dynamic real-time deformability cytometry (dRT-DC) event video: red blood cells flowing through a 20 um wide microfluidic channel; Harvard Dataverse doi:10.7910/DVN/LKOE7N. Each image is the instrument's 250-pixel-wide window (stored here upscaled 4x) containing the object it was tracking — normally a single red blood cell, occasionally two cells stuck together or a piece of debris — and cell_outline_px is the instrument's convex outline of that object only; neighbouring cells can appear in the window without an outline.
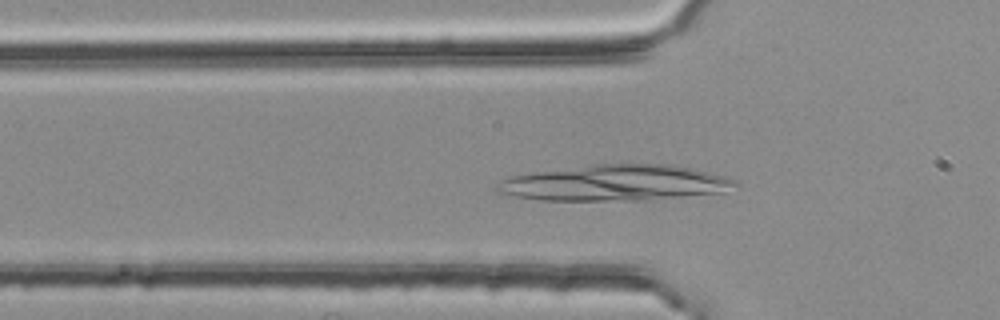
{"species": "common noctule bat (a hibernating species)", "species_latin": "Nyctalus noctula", "temperature_condition": "room temperature", "stored_images_in_passage": 34, "camera_frame_rate_fps": 3000, "um_per_image_px": 0.085, "animal": {"sex": "female", "body_mass_g": 25.1}, "frame": {"image": 1, "passage_image": 10, "time_ms": 3.0, "image_size_px": [1000, 320], "cell_outline_px": [[740, 184], [724, 192], [648, 200], [540, 200], [516, 196], [496, 192], [492, 188], [500, 180], [508, 176], [592, 164], [668, 164], [688, 168], [736, 180]], "centroid_in_image_um": [52.2, 15.55], "position_along_channel_um": 73.6, "area_um2": 49.53}}
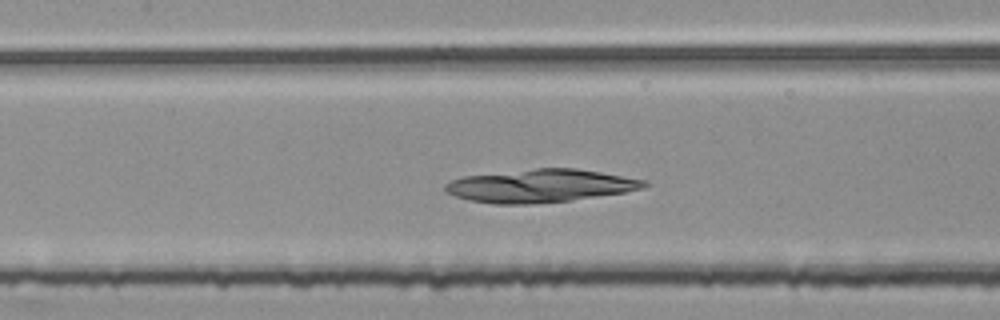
{"frame": {"image": 2, "passage_image": 17, "time_ms": 5.333, "image_size_px": [1000, 320], "cell_outline_px": [[648, 184], [644, 188], [624, 192], [572, 200], [532, 204], [492, 204], [472, 200], [456, 196], [444, 192], [444, 184], [452, 180], [464, 176], [536, 168], [576, 168], [648, 180]], "centroid_in_image_um": [45.93, 15.79], "position_along_channel_um": 161.5, "area_um2": 38.21}}